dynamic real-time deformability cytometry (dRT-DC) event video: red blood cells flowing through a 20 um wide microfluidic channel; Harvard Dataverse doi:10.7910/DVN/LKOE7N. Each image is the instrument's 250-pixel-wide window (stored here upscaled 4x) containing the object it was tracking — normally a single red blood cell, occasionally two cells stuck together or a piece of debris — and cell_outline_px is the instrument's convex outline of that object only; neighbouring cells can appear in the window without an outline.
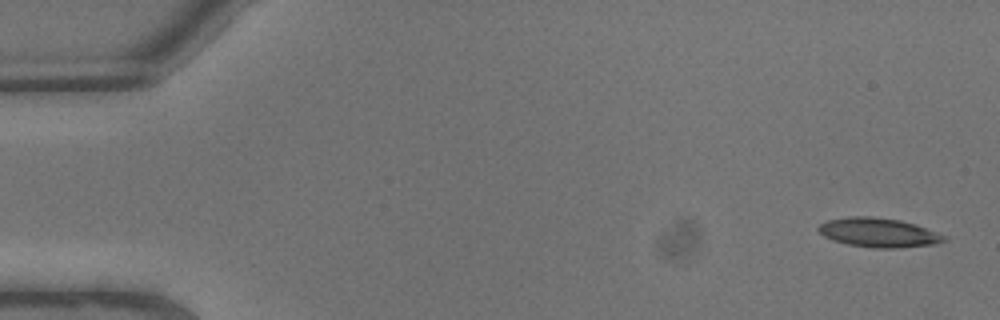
{"species": "common noctule bat (a hibernating species)", "species_latin": "Nyctalus noctula", "temperature_condition": "warm", "stored_images_in_passage": 9, "camera_frame_rate_fps": 3000, "um_per_image_px": 0.085, "animal": {"sex": "male", "body_mass_g": 13.3}, "frame": {"image": 1, "passage_image": 1, "time_ms": 0.0, "image_size_px": [1000, 320], "cell_outline_px": [[948, 240], [936, 244], [896, 248], [872, 248], [848, 244], [832, 240], [824, 236], [816, 228], [820, 224], [828, 220], [848, 216], [872, 216], [900, 220], [916, 224], [948, 236]], "centroid_in_image_um": [74.71, 19.77], "position_along_channel_um": 10.3, "area_um2": 21.62}}
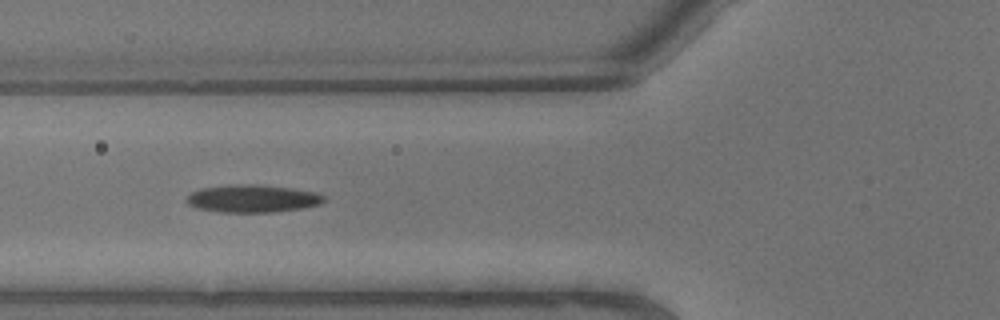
{"frame": {"image": 2, "passage_image": 8, "time_ms": 2.333, "image_size_px": [1000, 320], "cell_outline_px": [[324, 200], [320, 204], [300, 208], [272, 212], [220, 212], [196, 208], [188, 204], [184, 200], [192, 192], [200, 188], [236, 184], [256, 184], [292, 188], [316, 192], [324, 196]], "centroid_in_image_um": [21.43, 16.87], "position_along_channel_um": 104.4, "area_um2": 22.08}}
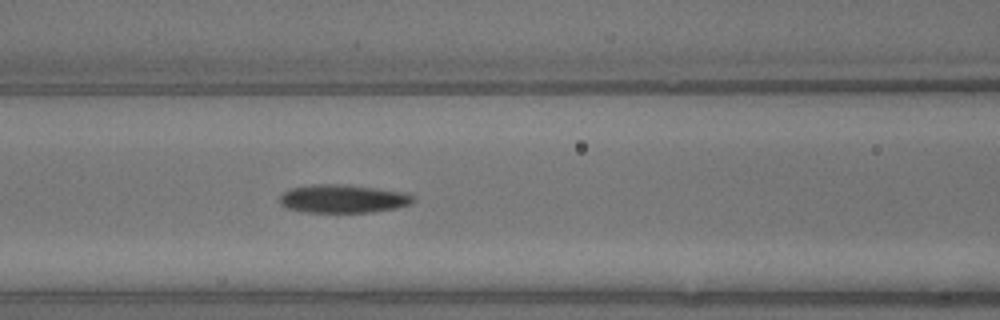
{"frame": {"image": 3, "passage_image": 9, "time_ms": 2.667, "image_size_px": [1000, 320], "cell_outline_px": [[416, 200], [412, 204], [396, 208], [372, 212], [304, 212], [288, 208], [280, 204], [280, 196], [284, 192], [292, 188], [320, 184], [332, 184], [376, 188], [404, 192], [412, 196]], "centroid_in_image_um": [29.18, 16.91], "position_along_channel_um": 137.4, "area_um2": 21.73}}